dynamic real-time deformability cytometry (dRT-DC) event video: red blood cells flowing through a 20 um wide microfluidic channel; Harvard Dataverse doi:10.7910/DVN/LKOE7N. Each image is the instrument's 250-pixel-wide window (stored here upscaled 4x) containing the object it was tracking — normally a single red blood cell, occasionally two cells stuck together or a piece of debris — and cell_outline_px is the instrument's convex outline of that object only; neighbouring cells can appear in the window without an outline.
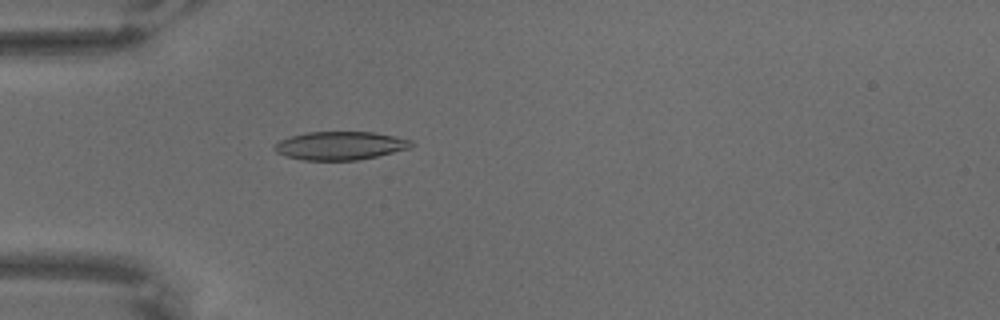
{"species": "common noctule bat (a hibernating species)", "species_latin": "Nyctalus noctula", "temperature_condition": "warm", "stored_images_in_passage": 68, "camera_frame_rate_fps": 3000, "um_per_image_px": 0.085, "animal": {"sex": "male", "body_mass_g": 18.8}, "frame": {"image": 1, "passage_image": 21, "time_ms": 6.667, "image_size_px": [1000, 320], "cell_outline_px": [[416, 144], [412, 148], [376, 156], [356, 160], [304, 160], [288, 156], [276, 152], [272, 148], [280, 140], [292, 136], [308, 132], [372, 132], [412, 140]], "centroid_in_image_um": [28.95, 12.38], "position_along_channel_um": 56.0, "area_um2": 22.43}}
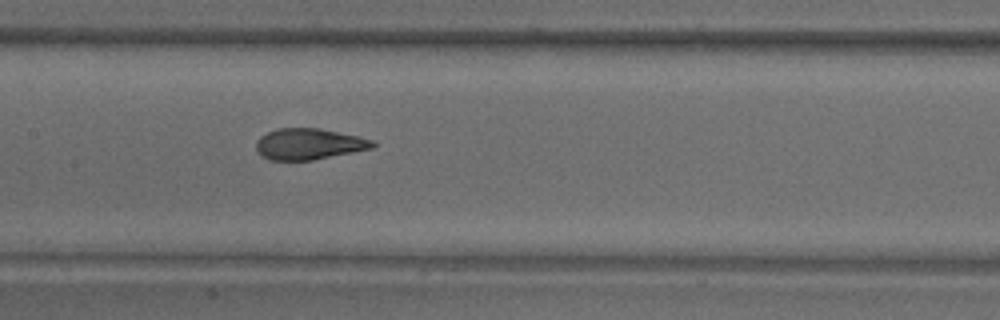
{"frame": {"image": 2, "passage_image": 34, "time_ms": 11.0, "image_size_px": [1000, 320], "cell_outline_px": [[376, 144], [372, 148], [312, 160], [268, 160], [260, 156], [256, 148], [256, 140], [260, 136], [276, 128], [320, 128], [356, 136], [372, 140]], "centroid_in_image_um": [26.19, 12.24], "position_along_channel_um": 181.2, "area_um2": 21.04}}
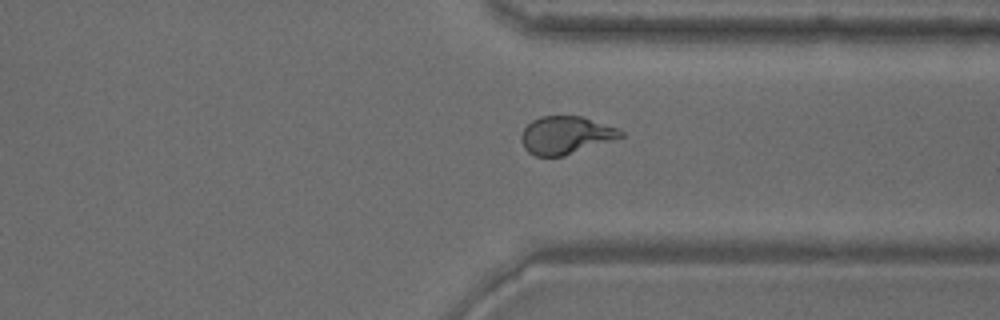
{"frame": {"image": 3, "passage_image": 52, "time_ms": 17.0, "image_size_px": [1000, 320], "cell_outline_px": [[624, 136], [564, 156], [536, 156], [528, 152], [524, 148], [520, 140], [520, 136], [524, 128], [532, 120], [540, 116], [584, 116], [616, 128], [624, 132]], "centroid_in_image_um": [48.05, 11.48], "position_along_channel_um": 363.3, "area_um2": 21.85}}